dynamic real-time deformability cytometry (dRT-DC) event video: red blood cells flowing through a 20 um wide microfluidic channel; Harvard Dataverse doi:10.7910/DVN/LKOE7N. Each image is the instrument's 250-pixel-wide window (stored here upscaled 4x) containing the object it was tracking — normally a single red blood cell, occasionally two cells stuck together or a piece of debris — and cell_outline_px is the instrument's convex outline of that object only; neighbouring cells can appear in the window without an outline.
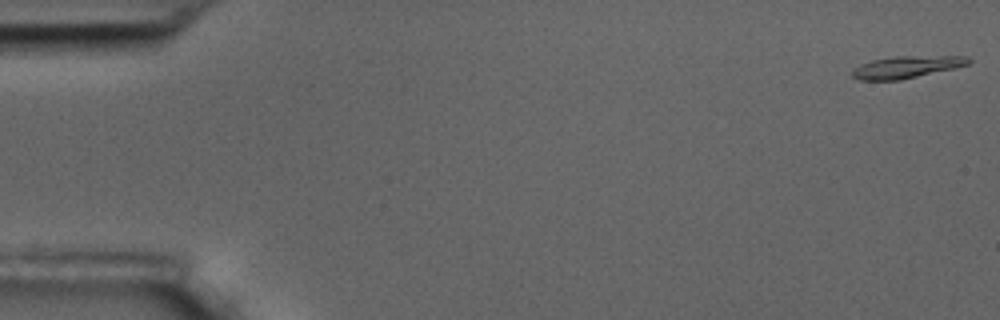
{"species": "common noctule bat (a hibernating species)", "species_latin": "Nyctalus noctula", "temperature_condition": "room temperature", "stored_images_in_passage": 7, "camera_frame_rate_fps": 3000, "um_per_image_px": 0.085, "animal": {"sex": "male", "body_mass_g": 17.5, "forearm_length_mm": 52.3}, "frame": {"image": 1, "passage_image": 1, "time_ms": 0.0, "image_size_px": [1000, 320], "cell_outline_px": [[972, 60], [968, 64], [956, 68], [900, 80], [860, 80], [852, 76], [848, 72], [852, 68], [860, 64], [872, 60], [896, 56], [968, 56]], "centroid_in_image_um": [77.02, 5.7], "position_along_channel_um": 8.0, "area_um2": 15.14}}
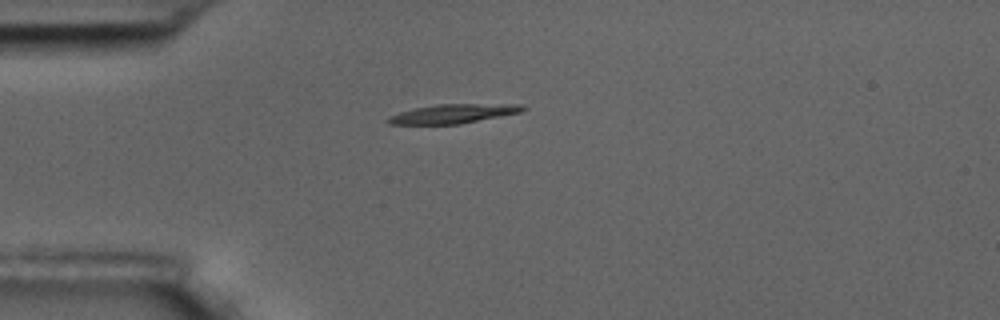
{"frame": {"image": 2, "passage_image": 5, "time_ms": 1.333, "image_size_px": [1000, 320], "cell_outline_px": [[528, 108], [520, 112], [460, 124], [388, 124], [384, 120], [388, 116], [400, 112], [416, 108], [436, 104], [524, 104]], "centroid_in_image_um": [38.51, 9.66], "position_along_channel_um": 46.5, "area_um2": 15.03}}